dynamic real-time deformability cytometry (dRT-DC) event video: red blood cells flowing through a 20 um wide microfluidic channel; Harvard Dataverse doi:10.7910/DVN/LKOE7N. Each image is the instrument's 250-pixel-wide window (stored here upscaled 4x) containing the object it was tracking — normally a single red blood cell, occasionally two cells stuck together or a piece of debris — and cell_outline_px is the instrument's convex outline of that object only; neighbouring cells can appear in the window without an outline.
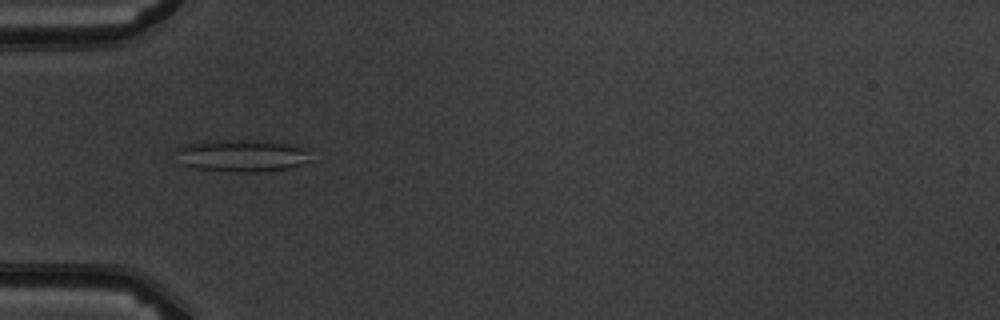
{"species": "common noctule bat (a hibernating species)", "species_latin": "Nyctalus noctula", "temperature_condition": "warm", "stored_images_in_passage": 6, "camera_frame_rate_fps": 3000, "um_per_image_px": 0.085, "animal": {"sex": "male", "body_mass_g": 19.5, "forearm_length_mm": 54.6}, "frame": {"image": 1, "passage_image": 2, "time_ms": 1.333, "image_size_px": [1000, 320], "cell_outline_px": [[312, 160], [288, 168], [256, 172], [236, 172], [196, 168], [184, 164], [176, 152], [176, 148], [188, 144], [204, 140], [268, 140], [296, 144], [304, 148], [308, 152]], "centroid_in_image_um": [20.62, 13.2], "position_along_channel_um": 64.4, "area_um2": 25.43}}
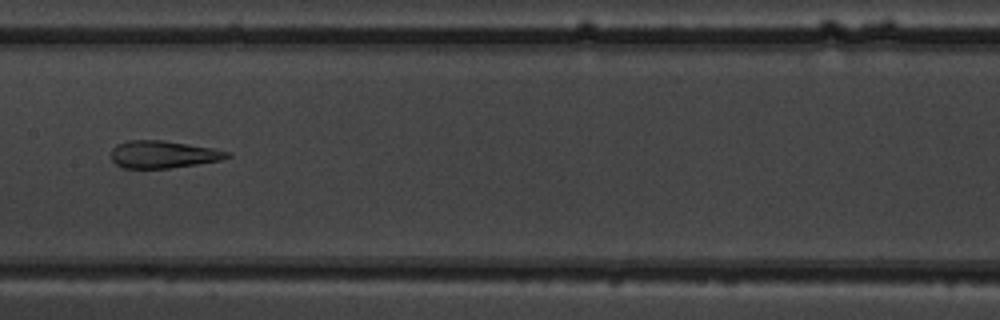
{"frame": {"image": 2, "passage_image": 5, "time_ms": 4.667, "image_size_px": [1000, 320], "cell_outline_px": [[232, 156], [220, 160], [196, 164], [168, 168], [124, 168], [116, 164], [112, 160], [112, 148], [116, 144], [128, 140], [164, 140], [212, 148], [232, 152]], "centroid_in_image_um": [13.87, 13.11], "position_along_channel_um": 193.5, "area_um2": 18.5}}
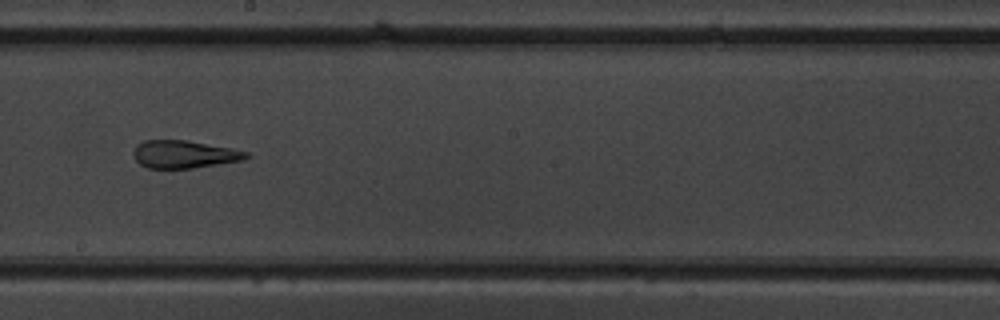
{"frame": {"image": 3, "passage_image": 6, "time_ms": 5.667, "image_size_px": [1000, 320], "cell_outline_px": [[252, 156], [244, 160], [192, 168], [148, 168], [140, 164], [132, 156], [132, 152], [136, 144], [144, 140], [188, 140], [232, 148], [248, 152]], "centroid_in_image_um": [15.65, 13.1], "position_along_channel_um": 232.5, "area_um2": 18.44}}